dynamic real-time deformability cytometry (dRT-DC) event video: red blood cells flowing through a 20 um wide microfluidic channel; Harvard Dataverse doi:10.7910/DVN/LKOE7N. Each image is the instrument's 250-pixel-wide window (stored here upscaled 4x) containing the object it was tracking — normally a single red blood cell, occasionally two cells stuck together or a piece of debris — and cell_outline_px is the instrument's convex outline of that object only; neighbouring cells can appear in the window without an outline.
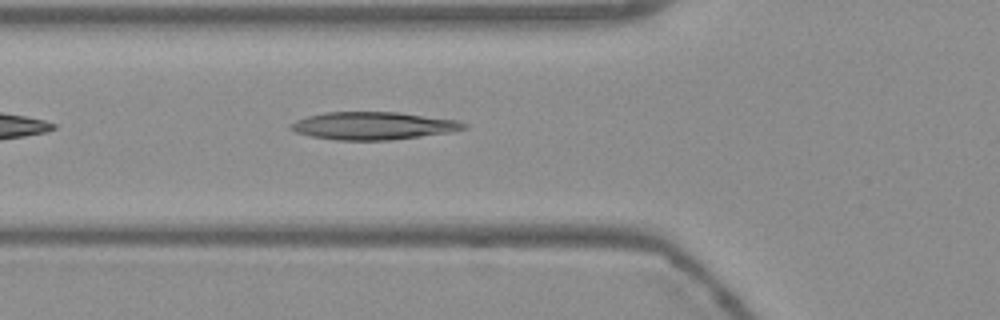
{"species": "Egyptian fruit bat (a non-hibernating species)", "species_latin": "Rousettus aegyptiacus", "temperature_condition": "warm", "stored_images_in_passage": 38, "camera_frame_rate_fps": 3000, "um_per_image_px": 0.085, "frame": {"image": 1, "passage_image": 3, "time_ms": 0.667, "image_size_px": [1000, 320], "cell_outline_px": [[468, 128], [452, 132], [392, 140], [336, 140], [312, 136], [296, 132], [288, 128], [288, 124], [296, 120], [308, 116], [324, 112], [400, 112], [460, 120], [468, 124]], "centroid_in_image_um": [31.77, 10.68], "position_along_channel_um": 94.0, "area_um2": 28.26}}
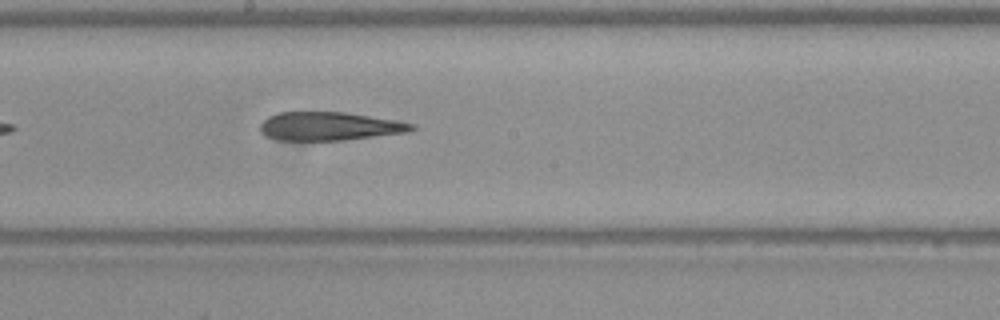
{"frame": {"image": 2, "passage_image": 13, "time_ms": 4.0, "image_size_px": [1000, 320], "cell_outline_px": [[416, 128], [408, 132], [344, 140], [276, 140], [260, 132], [260, 124], [268, 116], [280, 112], [344, 112], [400, 120], [416, 124]], "centroid_in_image_um": [28.04, 10.72], "position_along_channel_um": 220.2, "area_um2": 25.26}}
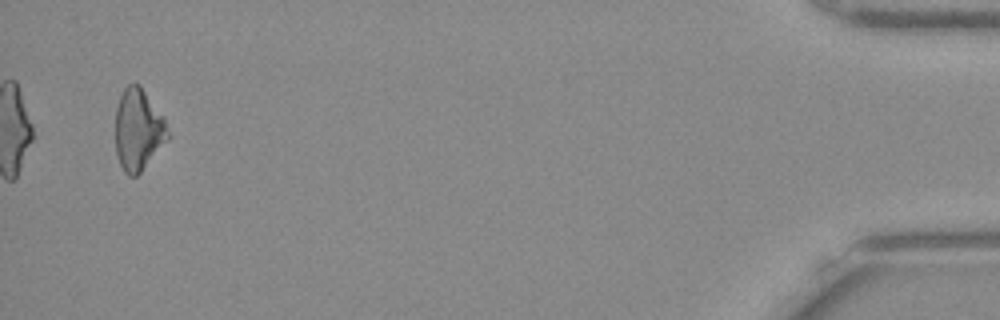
{"frame": {"image": 3, "passage_image": 36, "time_ms": 11.667, "image_size_px": [1000, 320], "cell_outline_px": [[172, 136], [140, 172], [136, 176], [128, 176], [124, 172], [120, 164], [116, 152], [116, 108], [120, 96], [124, 88], [128, 84], [140, 84], [164, 116]], "centroid_in_image_um": [11.78, 11.02], "position_along_channel_um": 423.4, "area_um2": 25.26}}